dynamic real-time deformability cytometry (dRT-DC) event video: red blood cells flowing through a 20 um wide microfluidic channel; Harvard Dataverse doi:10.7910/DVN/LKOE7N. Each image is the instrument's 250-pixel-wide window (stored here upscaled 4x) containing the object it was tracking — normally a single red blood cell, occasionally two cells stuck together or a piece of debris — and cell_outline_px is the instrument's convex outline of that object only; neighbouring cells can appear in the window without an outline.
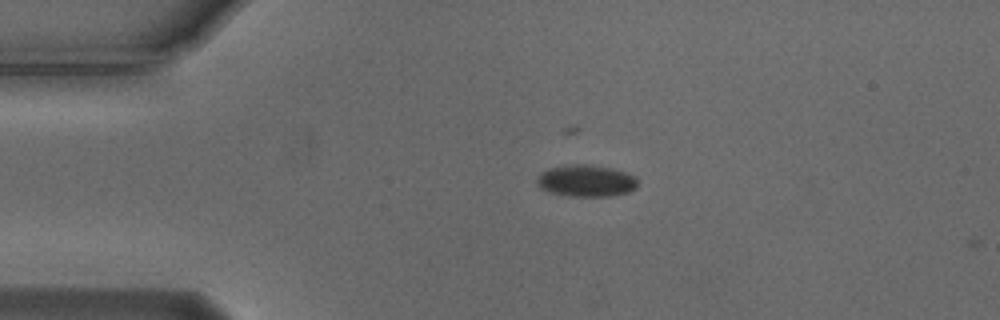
{"species": "Egyptian fruit bat (a non-hibernating species)", "species_latin": "Rousettus aegyptiacus", "temperature_condition": "cold", "stored_images_in_passage": 44, "camera_frame_rate_fps": 3000, "um_per_image_px": 0.085, "animal": {"sex": "male"}, "frame": {"image": 1, "passage_image": 1, "time_ms": 0.0, "image_size_px": [1000, 320], "cell_outline_px": [[636, 188], [628, 192], [608, 196], [572, 196], [552, 192], [540, 188], [536, 184], [536, 180], [540, 172], [548, 168], [572, 164], [584, 164], [612, 168], [636, 176]], "centroid_in_image_um": [49.79, 15.36], "position_along_channel_um": 35.2, "area_um2": 18.55}}
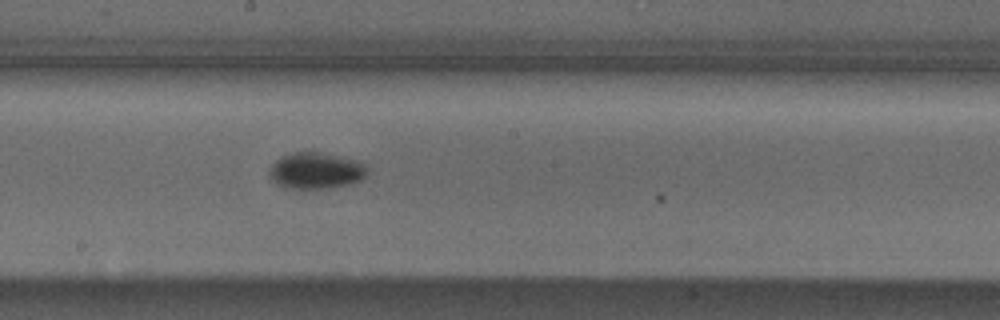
{"frame": {"image": 2, "passage_image": 19, "time_ms": 6.0, "image_size_px": [1000, 320], "cell_outline_px": [[364, 176], [360, 180], [352, 184], [328, 188], [284, 188], [276, 184], [268, 176], [268, 172], [272, 164], [276, 160], [292, 152], [316, 152], [360, 160], [364, 164]], "centroid_in_image_um": [26.81, 14.51], "position_along_channel_um": 221.4, "area_um2": 20.63}}
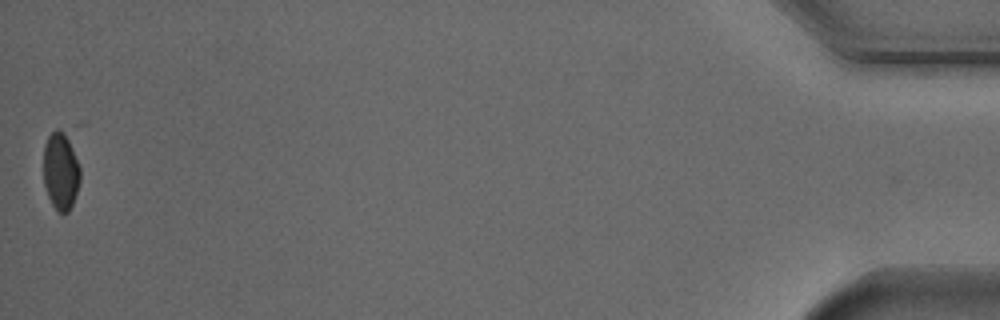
{"frame": {"image": 3, "passage_image": 44, "time_ms": 14.333, "image_size_px": [1000, 320], "cell_outline_px": [[80, 180], [72, 204], [68, 212], [56, 212], [48, 196], [44, 184], [44, 144], [48, 136], [56, 128], [64, 132], [68, 140], [80, 168]], "centroid_in_image_um": [5.14, 14.56], "position_along_channel_um": 430.1, "area_um2": 16.3}, "authors_computed_cell_mechanics": {"area_um2": 19.5653, "velocity_mm_per_s": 3.7214, "shape_relaxation_time_tau1_ms": 2.68, "shape_relaxation_time_tau2_ms": null, "deformation_change_tau1": 0.0878, "deformation_change_tau2": null}}